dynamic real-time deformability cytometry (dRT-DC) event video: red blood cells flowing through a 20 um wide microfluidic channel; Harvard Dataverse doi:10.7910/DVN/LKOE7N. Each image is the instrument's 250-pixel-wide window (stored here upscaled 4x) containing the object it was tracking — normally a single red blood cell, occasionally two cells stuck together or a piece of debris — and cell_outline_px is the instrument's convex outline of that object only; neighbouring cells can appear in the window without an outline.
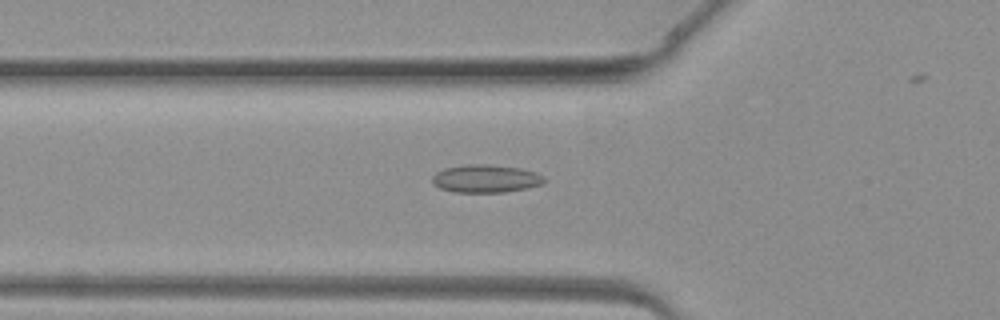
{"species": "common noctule bat (a hibernating species)", "species_latin": "Nyctalus noctula", "temperature_condition": "warm", "stored_images_in_passage": 32, "camera_frame_rate_fps": 3000, "um_per_image_px": 0.085, "animal": {"sex": "female", "body_mass_g": 19.3, "forearm_length_mm": 54.1}, "frame": {"image": 1, "passage_image": 10, "time_ms": 3.0, "image_size_px": [1000, 320], "cell_outline_px": [[548, 180], [544, 184], [528, 188], [504, 192], [452, 192], [440, 188], [432, 180], [432, 176], [436, 172], [444, 168], [468, 164], [488, 164], [520, 168], [536, 172], [544, 176]], "centroid_in_image_um": [41.34, 15.18], "position_along_channel_um": 84.5, "area_um2": 18.38}}
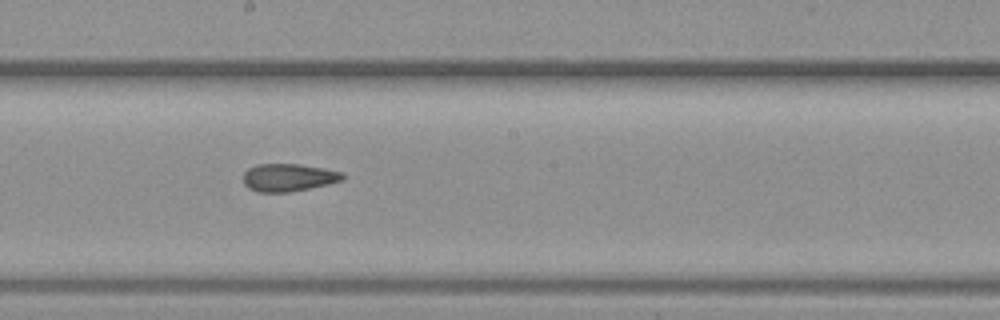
{"frame": {"image": 2, "passage_image": 18, "time_ms": 5.667, "image_size_px": [1000, 320], "cell_outline_px": [[344, 180], [328, 184], [288, 192], [256, 192], [248, 188], [244, 184], [244, 172], [248, 168], [256, 164], [296, 164], [324, 168], [344, 172]], "centroid_in_image_um": [24.51, 15.08], "position_along_channel_um": 223.7, "area_um2": 16.07}}
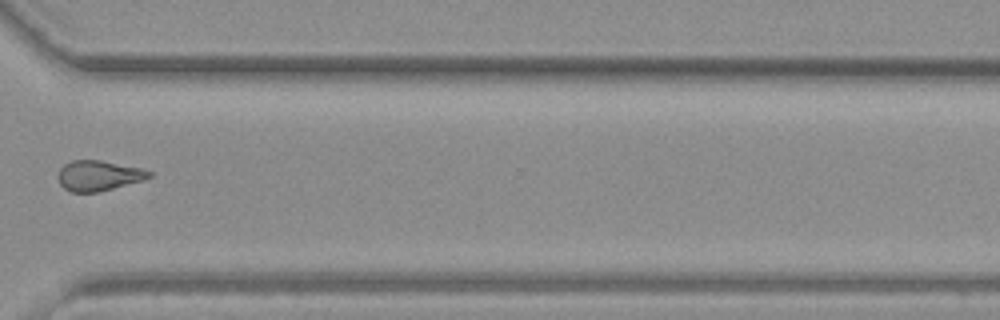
{"frame": {"image": 3, "passage_image": 26, "time_ms": 8.333, "image_size_px": [1000, 320], "cell_outline_px": [[152, 176], [144, 180], [100, 192], [72, 192], [64, 188], [60, 184], [56, 176], [60, 168], [64, 164], [72, 160], [100, 160], [140, 168], [152, 172]], "centroid_in_image_um": [8.36, 14.93], "position_along_channel_um": 362.2, "area_um2": 16.18}}